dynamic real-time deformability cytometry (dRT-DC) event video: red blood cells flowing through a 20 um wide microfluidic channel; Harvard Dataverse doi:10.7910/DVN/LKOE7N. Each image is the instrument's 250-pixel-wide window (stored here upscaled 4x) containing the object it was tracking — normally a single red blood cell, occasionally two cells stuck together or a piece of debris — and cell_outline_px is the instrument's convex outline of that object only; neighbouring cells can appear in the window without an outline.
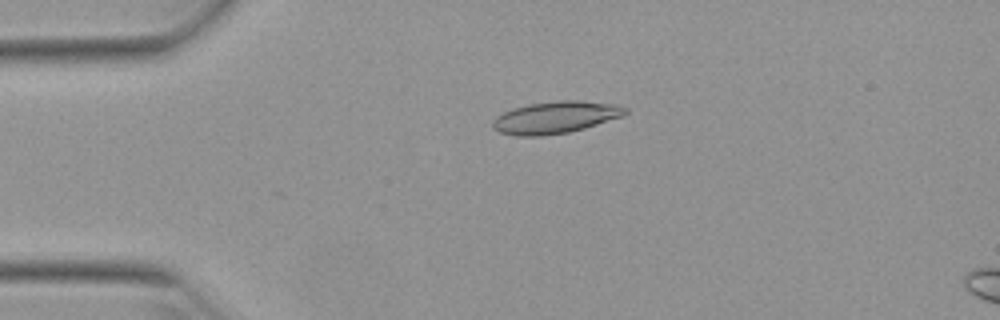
{"species": "Egyptian fruit bat (a non-hibernating species)", "species_latin": "Rousettus aegyptiacus", "temperature_condition": "warm", "stored_images_in_passage": 41, "camera_frame_rate_fps": 3000, "um_per_image_px": 0.085, "animal": {"sex": "female"}, "frame": {"image": 1, "passage_image": 1, "time_ms": 0.0, "image_size_px": [1000, 320], "cell_outline_px": [[628, 112], [624, 116], [584, 128], [568, 132], [544, 136], [516, 136], [500, 132], [492, 128], [492, 120], [496, 116], [512, 108], [528, 104], [560, 100], [580, 100], [616, 104], [628, 108]], "centroid_in_image_um": [47.22, 9.97], "position_along_channel_um": 37.8, "area_um2": 24.97}}
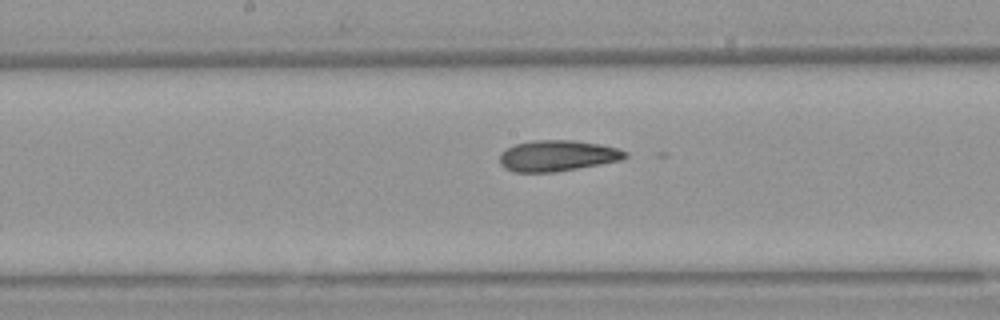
{"frame": {"image": 2, "passage_image": 16, "time_ms": 5.0, "image_size_px": [1000, 320], "cell_outline_px": [[628, 156], [620, 160], [600, 164], [556, 172], [512, 172], [504, 168], [500, 164], [500, 152], [516, 144], [532, 140], [572, 140], [600, 144], [616, 148], [628, 152]], "centroid_in_image_um": [47.36, 13.24], "position_along_channel_um": 200.8, "area_um2": 22.66}}
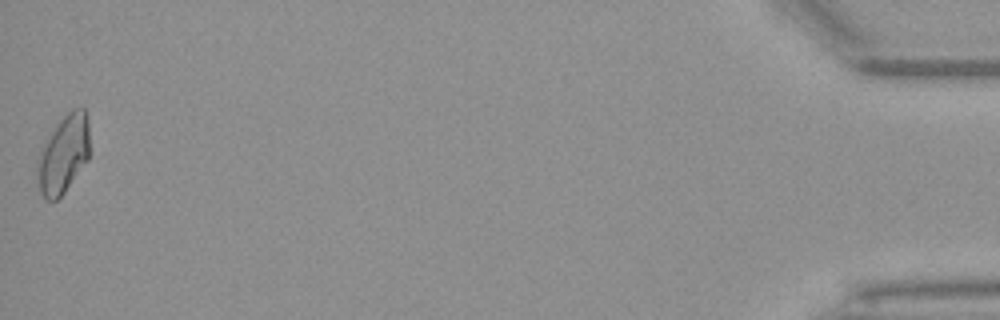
{"frame": {"image": 3, "passage_image": 41, "time_ms": 13.333, "image_size_px": [1000, 320], "cell_outline_px": [[88, 160], [64, 192], [56, 200], [44, 200], [40, 192], [36, 176], [36, 160], [40, 148], [56, 124], [72, 108], [84, 108], [88, 120]], "centroid_in_image_um": [5.35, 13.12], "position_along_channel_um": 429.9, "area_um2": 23.93}, "authors_computed_cell_mechanics": {"area_um2": 22.6576, "velocity_mm_per_s": 3.927, "shape_relaxation_time_tau1_ms": null, "shape_relaxation_time_tau2_ms": 5.4673, "deformation_change_tau1": null, "deformation_change_tau2": 0.139}}